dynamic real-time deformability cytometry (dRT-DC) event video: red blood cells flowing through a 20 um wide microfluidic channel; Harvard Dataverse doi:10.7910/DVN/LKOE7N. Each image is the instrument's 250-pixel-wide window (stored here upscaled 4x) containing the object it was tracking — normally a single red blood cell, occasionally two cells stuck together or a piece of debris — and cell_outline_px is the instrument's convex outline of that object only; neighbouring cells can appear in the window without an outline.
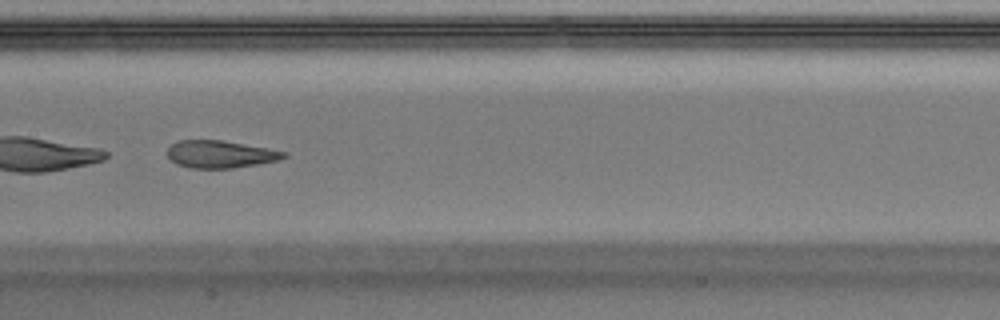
{"species": "Egyptian fruit bat (a non-hibernating species)", "species_latin": "Rousettus aegyptiacus", "temperature_condition": "warm", "stored_images_in_passage": 48, "segment_of_instrument_passage": [2, 2], "camera_frame_rate_fps": 3000, "um_per_image_px": 0.085, "animal": {"sex": "male"}, "frame": {"image": 1, "passage_image": 25, "time_ms": 8.0, "image_size_px": [1000, 320], "cell_outline_px": [[288, 156], [276, 160], [256, 164], [232, 168], [192, 168], [176, 164], [168, 156], [168, 148], [172, 144], [180, 140], [224, 140], [268, 148], [288, 152]], "centroid_in_image_um": [18.74, 13.1], "position_along_channel_um": 188.7, "area_um2": 18.5}}
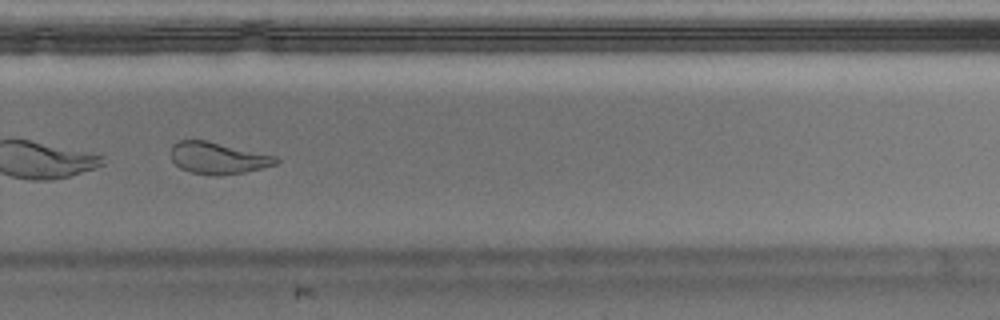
{"frame": {"image": 2, "passage_image": 34, "time_ms": 11.0, "image_size_px": [1000, 320], "cell_outline_px": [[280, 160], [276, 164], [244, 172], [220, 176], [216, 176], [192, 172], [180, 168], [172, 160], [168, 152], [172, 144], [176, 140], [208, 140], [276, 156]], "centroid_in_image_um": [18.47, 13.42], "position_along_channel_um": 311.3, "area_um2": 19.65}}